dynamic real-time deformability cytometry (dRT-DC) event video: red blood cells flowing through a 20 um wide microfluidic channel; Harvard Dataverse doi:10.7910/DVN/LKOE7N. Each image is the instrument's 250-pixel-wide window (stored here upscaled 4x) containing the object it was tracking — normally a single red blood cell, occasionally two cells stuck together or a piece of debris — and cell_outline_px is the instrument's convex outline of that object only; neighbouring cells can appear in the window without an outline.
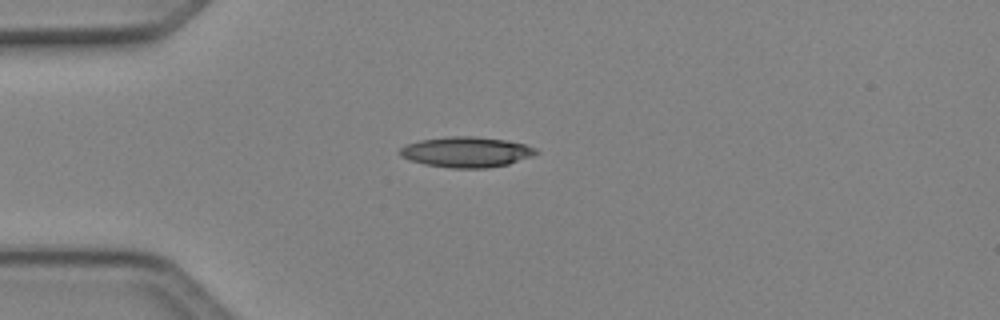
{"species": "Egyptian fruit bat (a non-hibernating species)", "species_latin": "Rousettus aegyptiacus", "temperature_condition": "cold", "stored_images_in_passage": 37, "camera_frame_rate_fps": 3000, "um_per_image_px": 0.085, "animal": {"sex": "female"}, "frame": {"image": 1, "passage_image": 1, "time_ms": 0.0, "image_size_px": [1000, 320], "cell_outline_px": [[540, 152], [532, 156], [508, 164], [488, 168], [452, 168], [424, 164], [400, 156], [396, 152], [400, 148], [408, 144], [420, 140], [448, 136], [476, 136], [504, 140], [524, 144], [536, 148]], "centroid_in_image_um": [39.63, 12.92], "position_along_channel_um": 45.4, "area_um2": 24.16}}
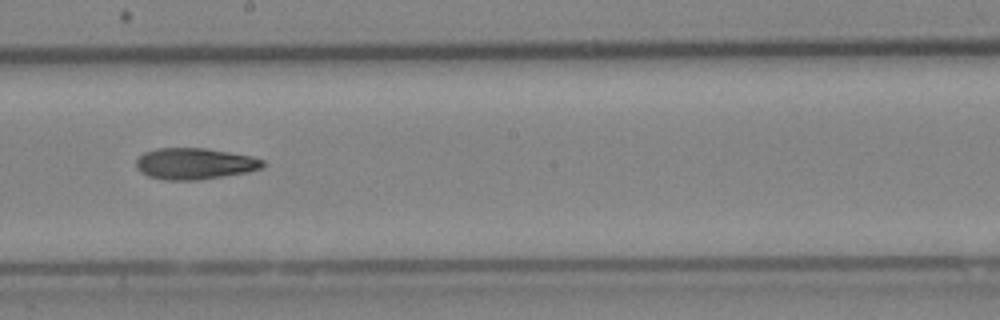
{"frame": {"image": 2, "passage_image": 16, "time_ms": 5.0, "image_size_px": [1000, 320], "cell_outline_px": [[264, 168], [248, 172], [196, 180], [164, 180], [148, 176], [140, 172], [136, 168], [136, 160], [144, 152], [156, 148], [204, 148], [252, 156], [264, 160]], "centroid_in_image_um": [16.54, 13.91], "position_along_channel_um": 231.7, "area_um2": 23.18}}
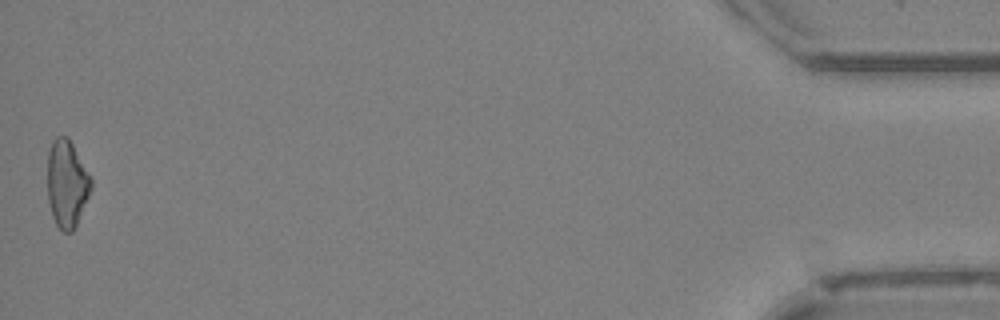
{"frame": {"image": 3, "passage_image": 37, "time_ms": 12.0, "image_size_px": [1000, 320], "cell_outline_px": [[92, 188], [76, 224], [72, 232], [64, 232], [56, 224], [52, 216], [48, 200], [48, 152], [52, 140], [56, 136], [68, 136], [92, 176]], "centroid_in_image_um": [5.69, 15.57], "position_along_channel_um": 429.5, "area_um2": 22.31}, "authors_computed_cell_mechanics": {"area_um2": 22.7732, "velocity_mm_per_s": 4.1482, "shape_relaxation_time_tau1_ms": 8.7629, "shape_relaxation_time_tau2_ms": null, "deformation_change_tau1": 0.1855, "deformation_change_tau2": null}}